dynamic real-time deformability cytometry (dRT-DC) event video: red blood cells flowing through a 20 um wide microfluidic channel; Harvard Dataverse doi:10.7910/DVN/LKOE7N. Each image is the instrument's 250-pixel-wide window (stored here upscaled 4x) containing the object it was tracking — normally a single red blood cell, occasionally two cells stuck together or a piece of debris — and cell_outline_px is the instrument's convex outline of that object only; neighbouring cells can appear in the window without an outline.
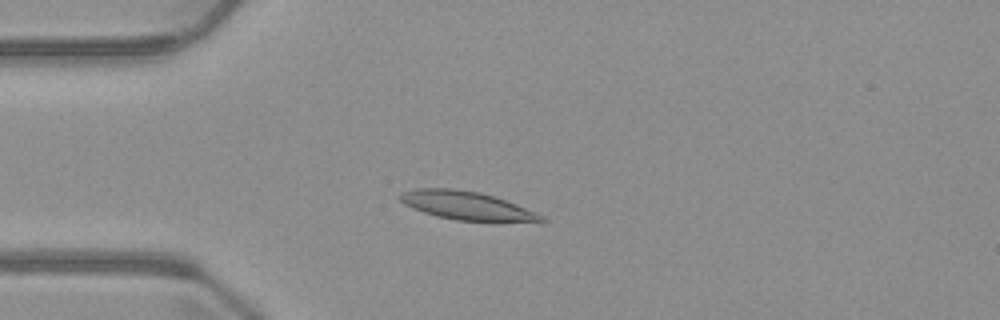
{"species": "common noctule bat (a hibernating species)", "species_latin": "Nyctalus noctula", "temperature_condition": "warm", "stored_images_in_passage": 3, "camera_frame_rate_fps": 3000, "um_per_image_px": 0.085, "animal": {"sex": "male", "body_mass_g": 23.1, "forearm_length_mm": 52.7}, "frame": {"image": 1, "passage_image": 3, "time_ms": 2.667, "image_size_px": [1000, 320], "cell_outline_px": [[548, 220], [540, 224], [456, 220], [436, 216], [412, 208], [404, 204], [396, 196], [400, 192], [416, 188], [452, 188], [480, 192], [516, 204], [536, 212], [544, 216]], "centroid_in_image_um": [39.76, 17.51], "position_along_channel_um": 45.2, "area_um2": 24.16}}